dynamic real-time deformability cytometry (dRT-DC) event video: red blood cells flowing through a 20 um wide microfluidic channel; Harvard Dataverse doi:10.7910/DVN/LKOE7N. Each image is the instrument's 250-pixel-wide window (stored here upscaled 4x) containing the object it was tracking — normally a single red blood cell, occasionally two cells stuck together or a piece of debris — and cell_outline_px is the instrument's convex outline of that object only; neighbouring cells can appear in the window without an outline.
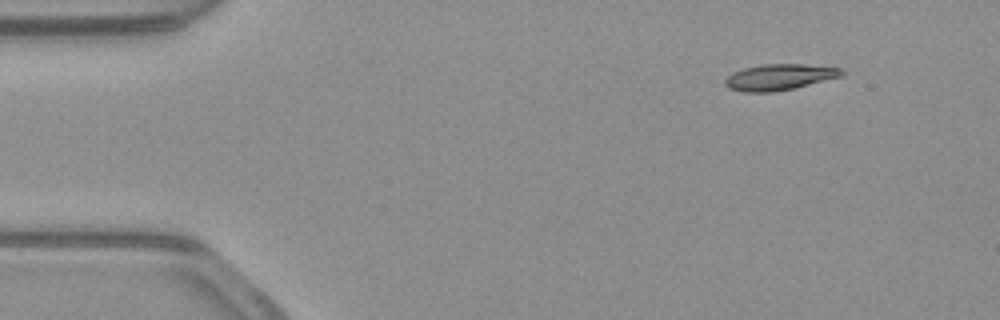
{"species": "common noctule bat (a hibernating species)", "species_latin": "Nyctalus noctula", "temperature_condition": "warm", "stored_images_in_passage": 48, "camera_frame_rate_fps": 3000, "um_per_image_px": 0.085, "animal": {"sex": "male", "body_mass_g": 23.1, "forearm_length_mm": 52.7}, "frame": {"image": 1, "passage_image": 1, "time_ms": 0.0, "image_size_px": [1000, 320], "cell_outline_px": [[844, 72], [840, 76], [792, 88], [772, 92], [744, 92], [728, 88], [724, 84], [724, 80], [732, 72], [744, 68], [764, 64], [804, 64], [840, 68]], "centroid_in_image_um": [66.17, 6.55], "position_along_channel_um": 18.8, "area_um2": 17.4}}
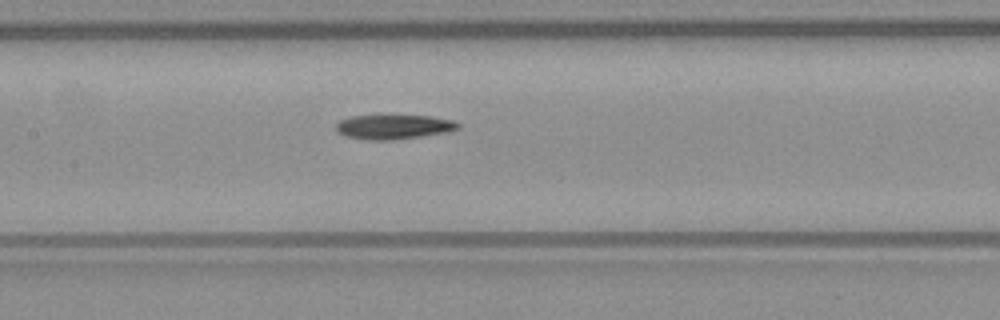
{"frame": {"image": 2, "passage_image": 20, "time_ms": 6.333, "image_size_px": [1000, 320], "cell_outline_px": [[460, 128], [448, 132], [392, 140], [368, 140], [344, 136], [336, 132], [336, 124], [340, 120], [352, 116], [380, 112], [384, 112], [432, 116], [452, 120], [460, 124]], "centroid_in_image_um": [33.42, 10.72], "position_along_channel_um": 174.0, "area_um2": 18.55}}
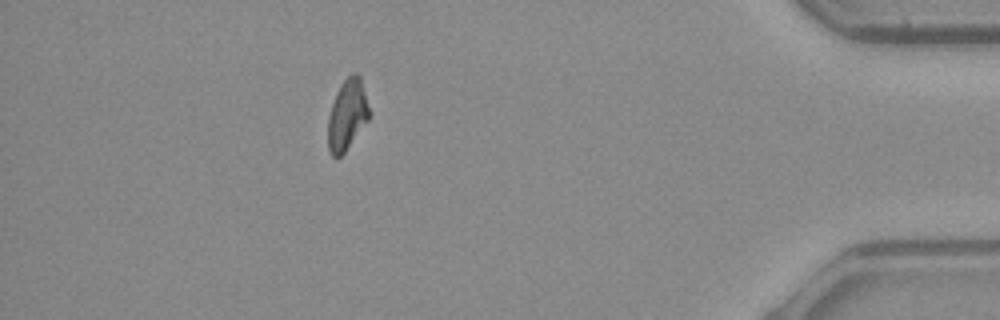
{"frame": {"image": 3, "passage_image": 42, "time_ms": 13.667, "image_size_px": [1000, 320], "cell_outline_px": [[372, 112], [368, 120], [344, 152], [336, 160], [328, 152], [328, 116], [336, 92], [340, 84], [352, 72], [356, 72], [360, 76]], "centroid_in_image_um": [29.52, 9.74], "position_along_channel_um": 405.7, "area_um2": 17.28}}